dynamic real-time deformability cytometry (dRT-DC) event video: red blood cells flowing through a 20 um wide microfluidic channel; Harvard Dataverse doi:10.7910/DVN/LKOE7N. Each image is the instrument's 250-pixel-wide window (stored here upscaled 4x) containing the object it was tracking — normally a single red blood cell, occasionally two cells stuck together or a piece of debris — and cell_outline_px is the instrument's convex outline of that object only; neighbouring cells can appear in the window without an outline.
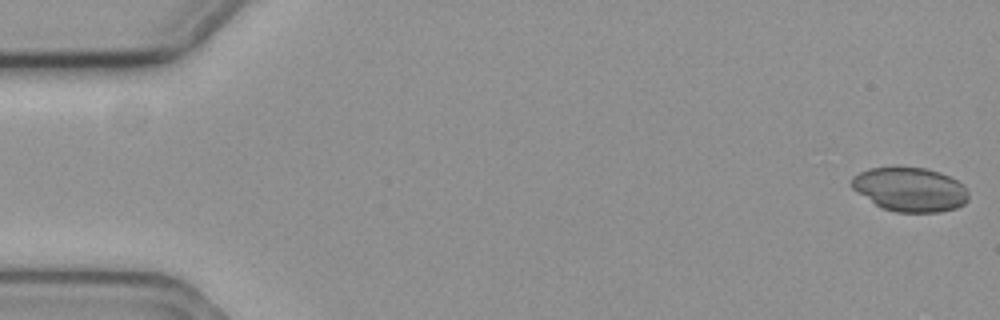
{"species": "common noctule bat (a hibernating species)", "species_latin": "Nyctalus noctula", "temperature_condition": "cold", "stored_images_in_passage": 26, "camera_frame_rate_fps": 3000, "um_per_image_px": 0.085, "animal": {"sex": "female", "body_mass_g": 19.3, "forearm_length_mm": 54.1}, "frame": {"image": 1, "passage_image": 1, "time_ms": 0.0, "image_size_px": [1000, 320], "cell_outline_px": [[968, 200], [964, 204], [956, 208], [940, 212], [896, 212], [880, 208], [852, 188], [852, 176], [868, 168], [896, 164], [924, 168], [940, 172], [964, 184], [968, 192]], "centroid_in_image_um": [77.33, 16.07], "position_along_channel_um": 7.7, "area_um2": 30.75}}
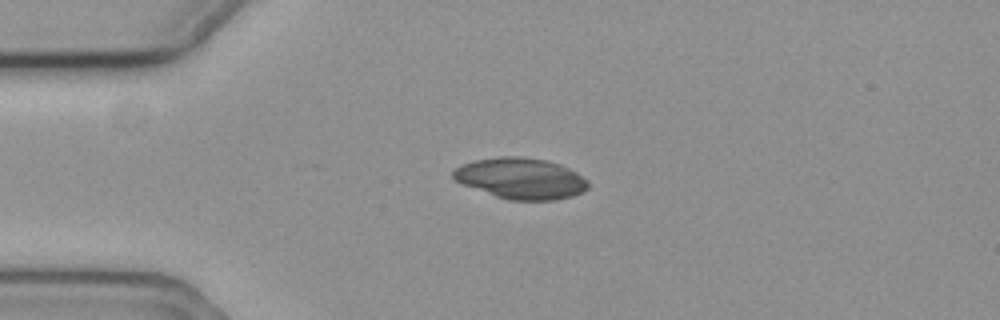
{"frame": {"image": 2, "passage_image": 14, "time_ms": 4.333, "image_size_px": [1000, 320], "cell_outline_px": [[588, 188], [584, 192], [572, 196], [556, 200], [508, 200], [460, 184], [452, 180], [452, 172], [456, 168], [464, 164], [476, 160], [500, 156], [520, 156], [548, 160], [560, 164], [576, 172], [588, 180]], "centroid_in_image_um": [44.27, 15.17], "position_along_channel_um": 40.7, "area_um2": 32.48}}